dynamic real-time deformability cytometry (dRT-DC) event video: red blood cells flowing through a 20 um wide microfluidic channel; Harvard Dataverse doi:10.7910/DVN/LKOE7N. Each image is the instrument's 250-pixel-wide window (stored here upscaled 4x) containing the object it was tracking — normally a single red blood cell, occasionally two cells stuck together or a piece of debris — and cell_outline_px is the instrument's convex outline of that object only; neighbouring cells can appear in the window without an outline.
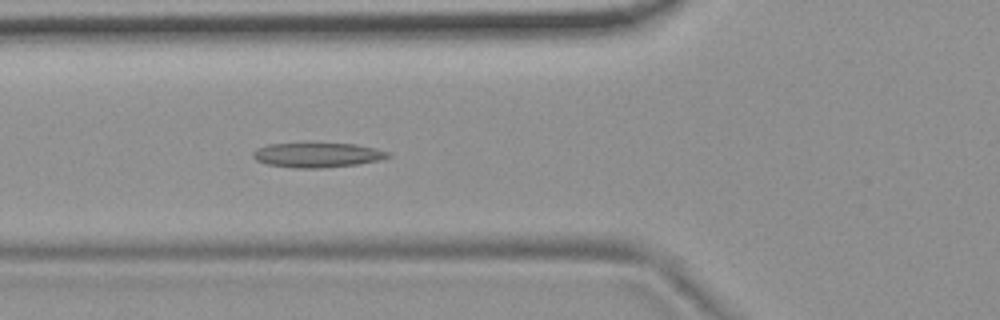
{"species": "common noctule bat (a hibernating species)", "species_latin": "Nyctalus noctula", "temperature_condition": "room temperature", "stored_images_in_passage": 49, "camera_frame_rate_fps": 3000, "um_per_image_px": 0.085, "animal": {"sex": "female", "body_mass_g": 19.9}, "frame": {"image": 1, "passage_image": 19, "time_ms": 6.0, "image_size_px": [1000, 320], "cell_outline_px": [[392, 156], [380, 160], [356, 164], [324, 168], [292, 168], [268, 164], [256, 160], [252, 156], [252, 152], [256, 148], [268, 144], [304, 140], [312, 140], [356, 144], [392, 152]], "centroid_in_image_um": [26.95, 13.11], "position_along_channel_um": 98.8, "area_um2": 20.75}}
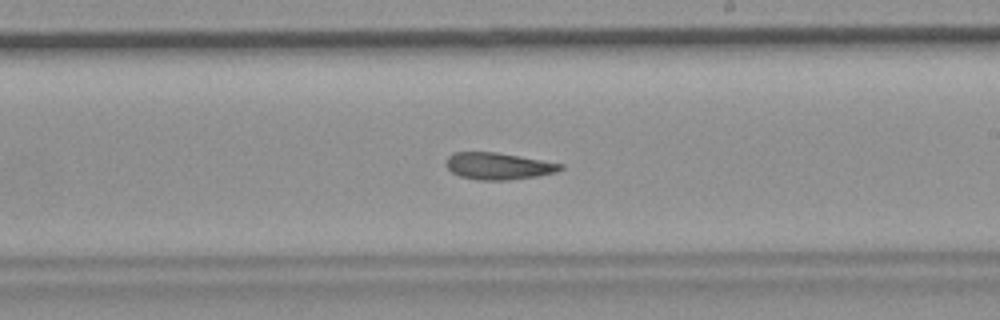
{"frame": {"image": 2, "passage_image": 31, "time_ms": 10.0, "image_size_px": [1000, 320], "cell_outline_px": [[564, 168], [556, 172], [536, 176], [508, 180], [480, 180], [460, 176], [452, 172], [444, 164], [444, 160], [452, 152], [496, 152], [520, 156], [564, 164]], "centroid_in_image_um": [42.33, 14.11], "position_along_channel_um": 246.7, "area_um2": 17.98}}
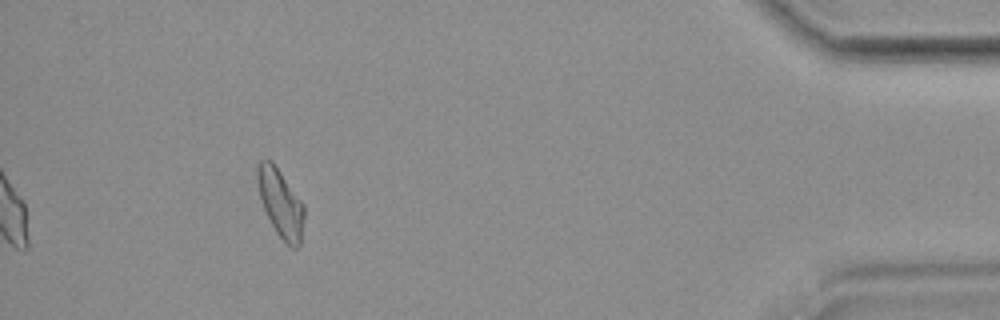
{"frame": {"image": 3, "passage_image": 49, "time_ms": 16.0, "image_size_px": [1000, 320], "cell_outline_px": [[304, 216], [300, 244], [296, 248], [292, 248], [276, 232], [264, 208], [260, 196], [256, 176], [256, 168], [260, 160], [272, 160], [304, 204]], "centroid_in_image_um": [23.85, 17.23], "position_along_channel_um": 411.3, "area_um2": 18.26}}